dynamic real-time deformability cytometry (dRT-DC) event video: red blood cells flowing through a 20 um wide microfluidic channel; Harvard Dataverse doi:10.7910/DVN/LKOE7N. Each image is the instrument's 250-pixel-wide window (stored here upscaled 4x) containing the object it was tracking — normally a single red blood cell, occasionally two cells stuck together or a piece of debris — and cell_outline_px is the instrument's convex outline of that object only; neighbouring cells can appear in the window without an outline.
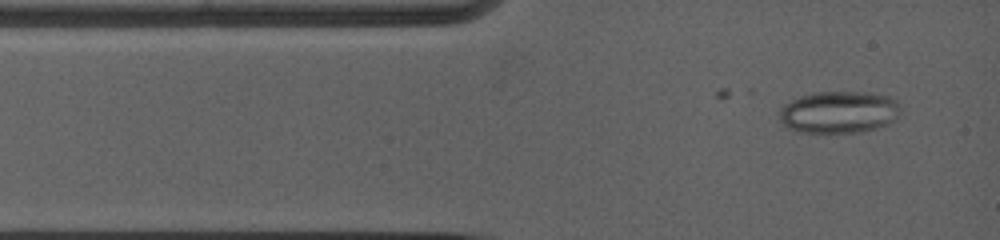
{"species": "common noctule bat (a hibernating species)", "species_latin": "Nyctalus noctula", "temperature_condition": "warm", "stored_images_in_passage": 5, "camera_frame_rate_fps": 5000, "um_per_image_px": 0.085, "animal": {"sex": "female", "body_mass_g": 19.0, "forearm_length_mm": 53.3}, "frame": {"image": 1, "passage_image": 1, "time_ms": 0.0, "image_size_px": [1000, 240], "cell_outline_px": [[900, 108], [896, 116], [888, 124], [876, 128], [860, 132], [800, 132], [788, 128], [780, 120], [780, 108], [784, 104], [800, 96], [816, 92], [868, 92], [888, 96], [896, 100]], "centroid_in_image_um": [71.29, 9.52], "position_along_channel_um": 13.7, "area_um2": 29.48}}